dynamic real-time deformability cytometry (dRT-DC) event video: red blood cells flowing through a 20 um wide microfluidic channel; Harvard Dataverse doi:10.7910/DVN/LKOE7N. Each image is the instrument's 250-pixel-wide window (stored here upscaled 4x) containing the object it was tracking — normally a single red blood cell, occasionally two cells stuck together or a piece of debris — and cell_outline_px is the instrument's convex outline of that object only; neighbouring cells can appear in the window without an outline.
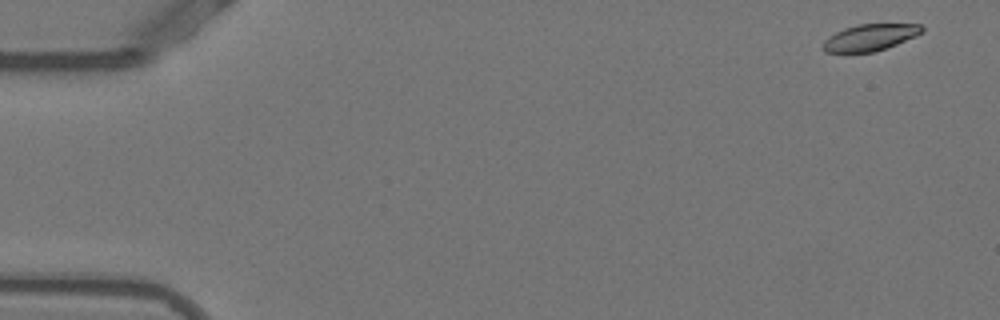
{"species": "Egyptian fruit bat (a non-hibernating species)", "species_latin": "Rousettus aegyptiacus", "temperature_condition": "warm", "stored_images_in_passage": 52, "camera_frame_rate_fps": 3000, "um_per_image_px": 0.085, "animal": {"sex": "female"}, "frame": {"image": 1, "passage_image": 1, "time_ms": 0.0, "image_size_px": [1000, 320], "cell_outline_px": [[924, 32], [916, 36], [896, 44], [872, 52], [824, 52], [824, 40], [828, 36], [844, 28], [856, 24], [920, 24], [924, 28]], "centroid_in_image_um": [73.97, 3.16], "position_along_channel_um": 11.0, "area_um2": 15.2}}
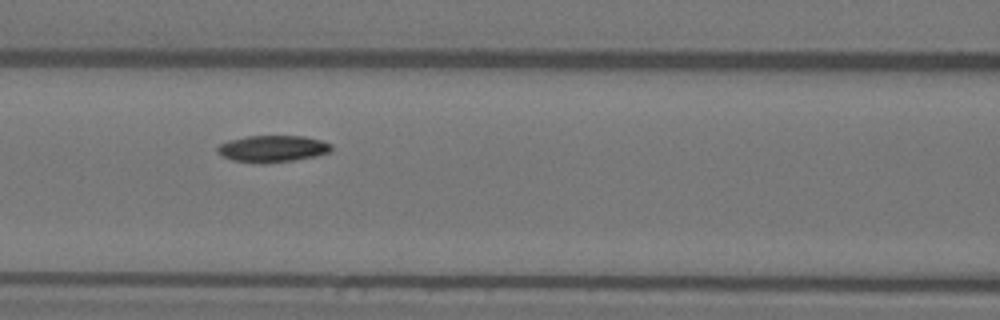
{"frame": {"image": 2, "passage_image": 22, "time_ms": 7.0, "image_size_px": [1000, 320], "cell_outline_px": [[332, 152], [316, 156], [292, 160], [264, 164], [232, 160], [216, 152], [216, 148], [220, 144], [228, 140], [244, 136], [304, 136], [320, 140], [332, 144]], "centroid_in_image_um": [23.17, 12.64], "position_along_channel_um": 143.4, "area_um2": 17.86}}
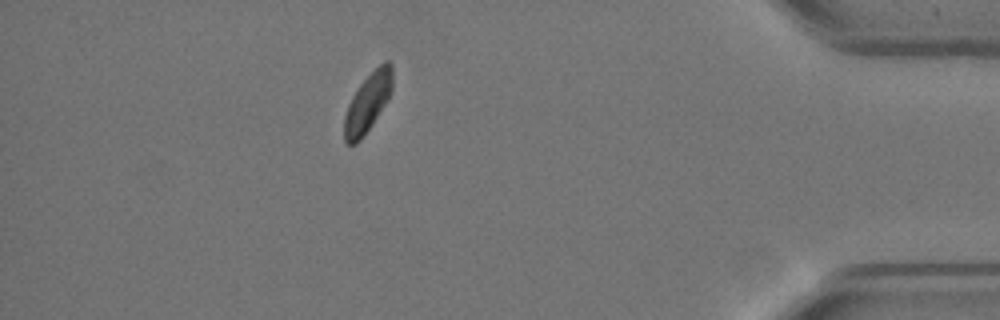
{"frame": {"image": 3, "passage_image": 46, "time_ms": 15.0, "image_size_px": [1000, 320], "cell_outline_px": [[392, 92], [372, 124], [360, 140], [356, 144], [348, 144], [344, 140], [344, 116], [348, 104], [352, 96], [360, 84], [384, 60], [388, 60], [392, 64]], "centroid_in_image_um": [31.25, 8.72], "position_along_channel_um": 403.9, "area_um2": 16.3}, "authors_computed_cell_mechanics": {"area_um2": 17.5134, "velocity_mm_per_s": 3.8233, "shape_relaxation_time_tau1_ms": 3.9883, "shape_relaxation_time_tau2_ms": null, "deformation_change_tau1": 0.1288, "deformation_change_tau2": null}}